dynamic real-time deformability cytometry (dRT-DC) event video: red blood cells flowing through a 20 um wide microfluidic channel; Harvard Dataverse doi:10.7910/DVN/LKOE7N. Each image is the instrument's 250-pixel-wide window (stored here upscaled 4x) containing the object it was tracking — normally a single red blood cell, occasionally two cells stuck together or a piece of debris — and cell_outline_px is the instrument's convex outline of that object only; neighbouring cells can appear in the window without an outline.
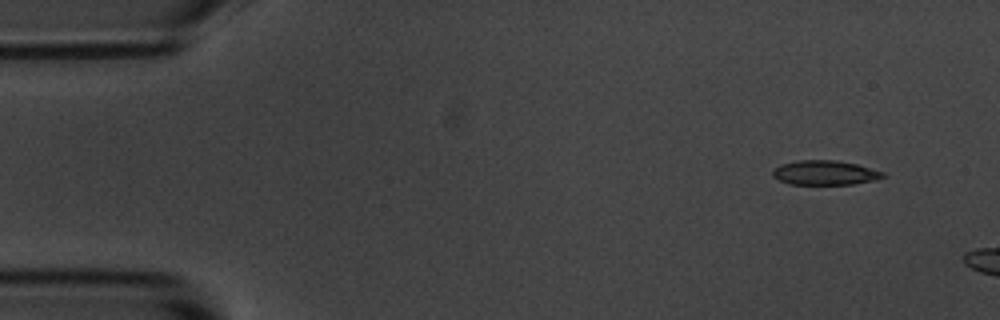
{"species": "common noctule bat (a hibernating species)", "species_latin": "Nyctalus noctula", "temperature_condition": "room temperature", "stored_images_in_passage": 3, "camera_frame_rate_fps": 3000, "um_per_image_px": 0.085, "animal": {"sex": "male", "body_mass_g": 20.1, "forearm_length_mm": 53.5}, "frame": {"image": 1, "passage_image": 1, "time_ms": 0.0, "image_size_px": [1000, 320], "cell_outline_px": [[884, 176], [876, 180], [852, 184], [788, 184], [772, 176], [772, 168], [780, 164], [796, 160], [836, 160], [856, 164], [884, 172]], "centroid_in_image_um": [70.06, 14.67], "position_along_channel_um": 14.9, "area_um2": 15.78}}